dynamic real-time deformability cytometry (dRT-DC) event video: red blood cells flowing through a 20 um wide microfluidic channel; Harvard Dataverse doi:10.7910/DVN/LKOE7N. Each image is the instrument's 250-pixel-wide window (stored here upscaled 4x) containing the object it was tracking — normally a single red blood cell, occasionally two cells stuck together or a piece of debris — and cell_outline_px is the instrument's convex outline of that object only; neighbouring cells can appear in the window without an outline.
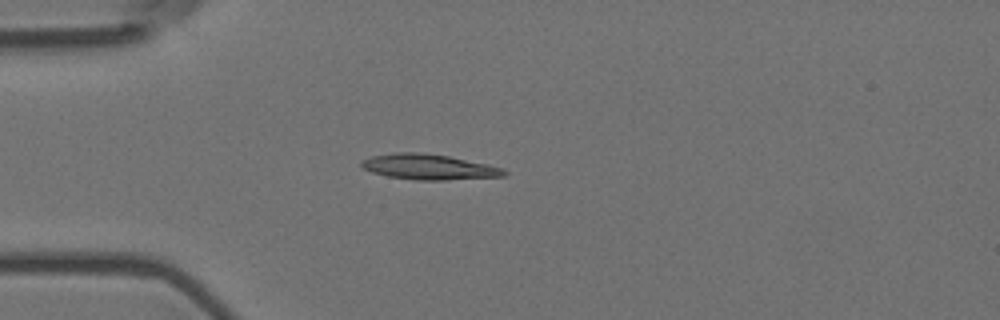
{"species": "Egyptian fruit bat (a non-hibernating species)", "species_latin": "Rousettus aegyptiacus", "temperature_condition": "room temperature", "stored_images_in_passage": 1, "camera_frame_rate_fps": 3000, "um_per_image_px": 0.085, "animal": {"sex": "female"}, "frame": {"image": 1, "passage_image": 1, "time_ms": 0.0, "image_size_px": [1000, 320], "cell_outline_px": [[508, 172], [504, 176], [444, 180], [416, 180], [388, 176], [372, 172], [364, 168], [360, 164], [360, 160], [372, 156], [396, 152], [420, 152], [448, 156], [488, 164], [504, 168]], "centroid_in_image_um": [36.46, 14.18], "position_along_channel_um": 48.5, "area_um2": 21.1}}